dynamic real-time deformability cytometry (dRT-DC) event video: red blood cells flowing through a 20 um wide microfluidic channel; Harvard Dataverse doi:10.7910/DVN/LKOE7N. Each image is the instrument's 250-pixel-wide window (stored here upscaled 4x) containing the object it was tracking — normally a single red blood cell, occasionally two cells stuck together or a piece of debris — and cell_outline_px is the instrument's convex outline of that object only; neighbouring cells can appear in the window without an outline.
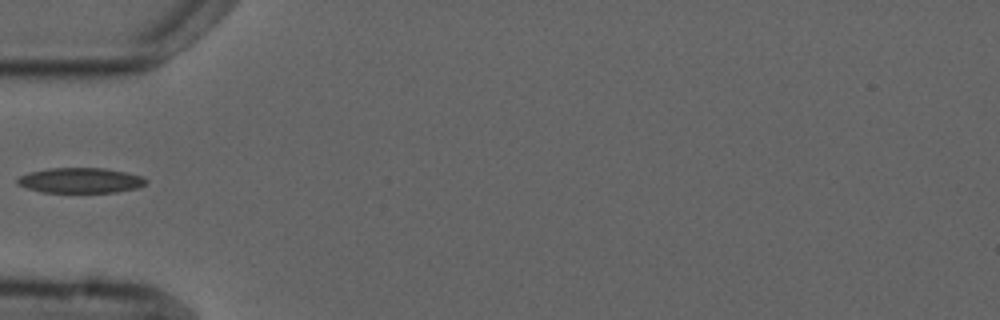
{"species": "common noctule bat (a hibernating species)", "species_latin": "Nyctalus noctula", "temperature_condition": "cold", "stored_images_in_passage": 5, "camera_frame_rate_fps": 3000, "um_per_image_px": 0.085, "animal": {"sex": "male", "forearm_length_mm": 52.5}, "frame": {"image": 1, "passage_image": 4, "time_ms": 3.667, "image_size_px": [1000, 320], "cell_outline_px": [[148, 180], [140, 188], [116, 192], [44, 192], [28, 188], [16, 184], [16, 180], [20, 176], [28, 172], [48, 168], [104, 168], [144, 176]], "centroid_in_image_um": [6.85, 15.33], "position_along_channel_um": 78.1, "area_um2": 18.96}}
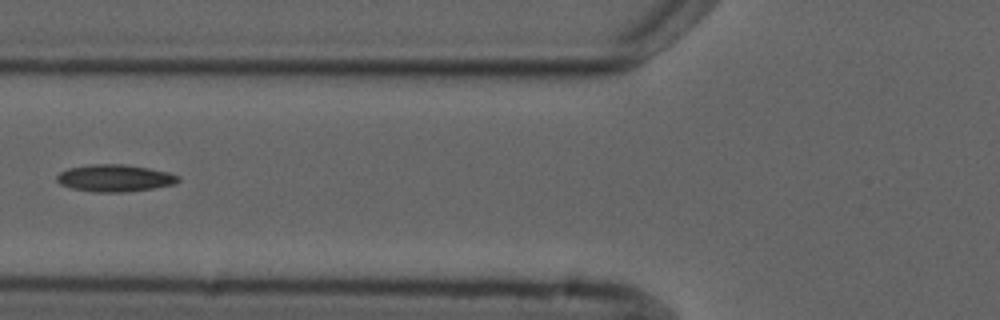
{"frame": {"image": 2, "passage_image": 5, "time_ms": 4.667, "image_size_px": [1000, 320], "cell_outline_px": [[180, 180], [176, 184], [152, 188], [124, 192], [92, 192], [72, 188], [60, 184], [56, 180], [56, 176], [60, 172], [68, 168], [92, 164], [124, 164], [148, 168], [168, 172], [180, 176]], "centroid_in_image_um": [9.76, 15.14], "position_along_channel_um": 116.0, "area_um2": 19.19}}